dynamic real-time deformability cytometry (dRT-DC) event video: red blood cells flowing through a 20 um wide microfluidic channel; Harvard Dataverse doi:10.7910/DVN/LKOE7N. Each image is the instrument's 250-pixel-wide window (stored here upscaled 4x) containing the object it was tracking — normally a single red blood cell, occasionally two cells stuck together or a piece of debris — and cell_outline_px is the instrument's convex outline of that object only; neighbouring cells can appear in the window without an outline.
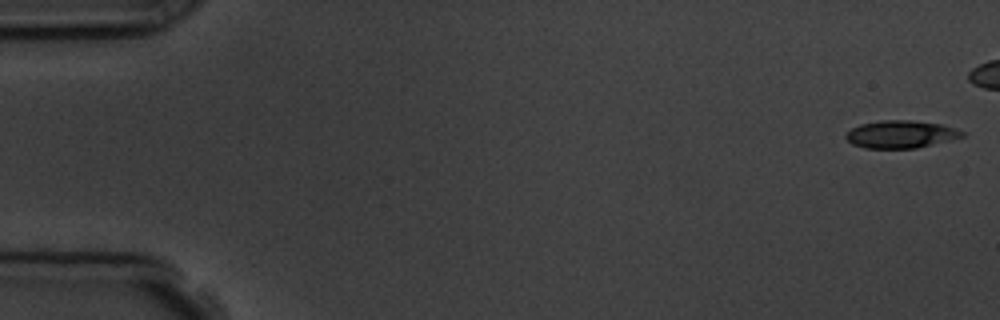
{"species": "common noctule bat (a hibernating species)", "species_latin": "Nyctalus noctula", "temperature_condition": "room temperature", "stored_images_in_passage": 5, "camera_frame_rate_fps": 3000, "um_per_image_px": 0.085, "animal": {"sex": "male", "body_mass_g": 19.5, "forearm_length_mm": 54.6}, "frame": {"image": 1, "passage_image": 1, "time_ms": 0.0, "image_size_px": [1000, 320], "cell_outline_px": [[968, 132], [964, 136], [916, 148], [864, 148], [852, 144], [844, 136], [852, 128], [860, 124], [880, 120], [912, 120], [940, 124], [956, 128]], "centroid_in_image_um": [76.58, 11.4], "position_along_channel_um": 8.4, "area_um2": 18.67}}